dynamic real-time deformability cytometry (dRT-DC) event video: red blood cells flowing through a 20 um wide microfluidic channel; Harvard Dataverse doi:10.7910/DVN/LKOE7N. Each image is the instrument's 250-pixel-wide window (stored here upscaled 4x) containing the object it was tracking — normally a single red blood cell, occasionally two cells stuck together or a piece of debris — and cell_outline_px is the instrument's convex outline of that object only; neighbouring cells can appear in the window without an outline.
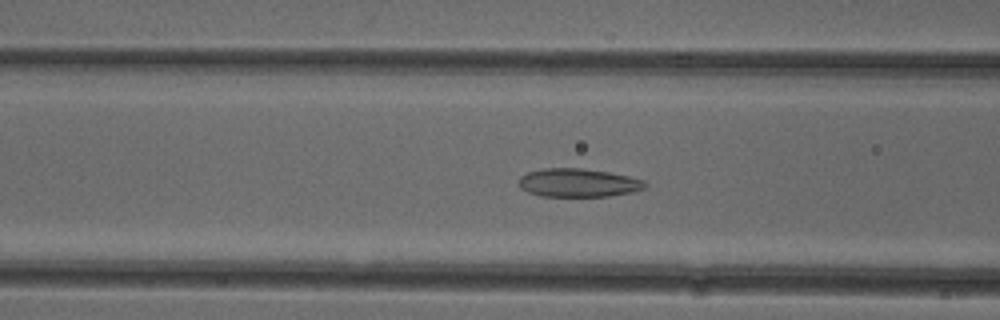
{"species": "common noctule bat (a hibernating species)", "species_latin": "Nyctalus noctula", "temperature_condition": "cold", "stored_images_in_passage": 53, "camera_frame_rate_fps": 3000, "um_per_image_px": 0.085, "animal": {"sex": "female"}, "frame": {"image": 1, "passage_image": 21, "time_ms": 6.667, "image_size_px": [1000, 320], "cell_outline_px": [[648, 184], [644, 188], [632, 192], [608, 196], [540, 196], [528, 192], [520, 188], [520, 176], [528, 172], [540, 168], [580, 168], [608, 172], [628, 176], [644, 180]], "centroid_in_image_um": [49.14, 15.53], "position_along_channel_um": 117.5, "area_um2": 20.87}}
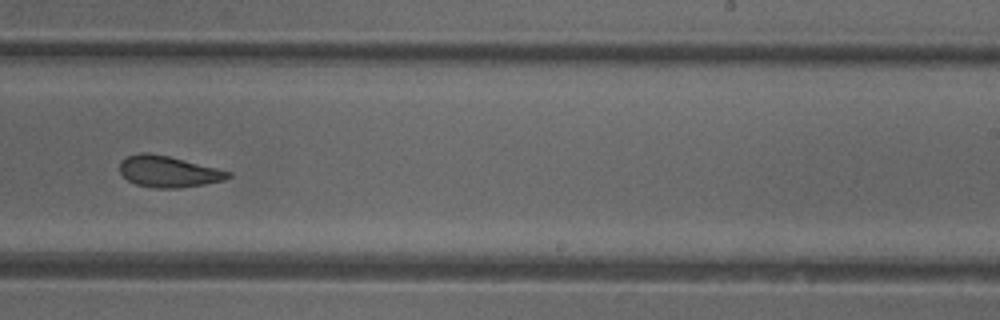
{"frame": {"image": 2, "passage_image": 33, "time_ms": 10.667, "image_size_px": [1000, 320], "cell_outline_px": [[232, 176], [224, 180], [204, 184], [180, 188], [156, 188], [136, 184], [128, 180], [120, 172], [120, 160], [128, 156], [140, 152], [148, 152], [168, 156], [232, 172]], "centroid_in_image_um": [14.3, 14.58], "position_along_channel_um": 274.7, "area_um2": 19.65}}
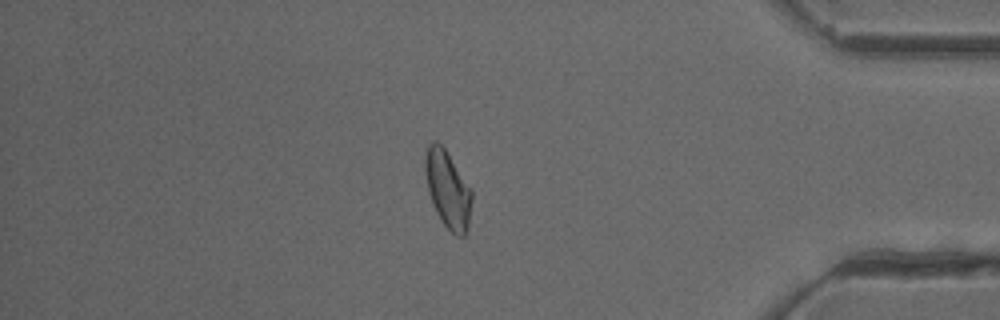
{"frame": {"image": 3, "passage_image": 45, "time_ms": 14.667, "image_size_px": [1000, 320], "cell_outline_px": [[472, 200], [468, 232], [464, 236], [456, 236], [440, 220], [432, 204], [428, 192], [424, 172], [424, 156], [428, 144], [432, 140], [436, 140], [444, 148], [472, 188]], "centroid_in_image_um": [38.05, 16.09], "position_along_channel_um": 397.1, "area_um2": 21.44}, "authors_computed_cell_mechanics": {"area_um2": 21.1548, "velocity_mm_per_s": 3.9375, "shape_relaxation_time_tau1_ms": 9.2399, "shape_relaxation_time_tau2_ms": 2.7217, "deformation_change_tau1": 0.1619, "deformation_change_tau2": 0.0957}}